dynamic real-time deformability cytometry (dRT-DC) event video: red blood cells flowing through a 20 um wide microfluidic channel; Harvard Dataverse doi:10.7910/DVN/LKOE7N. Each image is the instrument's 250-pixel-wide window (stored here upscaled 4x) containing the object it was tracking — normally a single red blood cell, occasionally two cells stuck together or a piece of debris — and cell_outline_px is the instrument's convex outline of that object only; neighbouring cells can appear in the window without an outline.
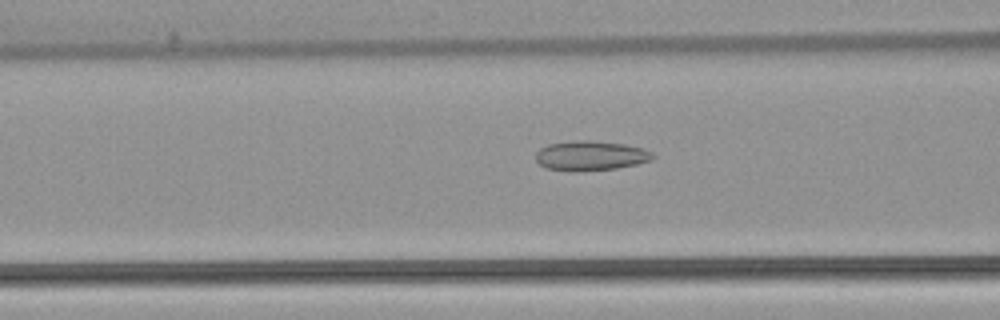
{"species": "common noctule bat (a hibernating species)", "species_latin": "Nyctalus noctula", "temperature_condition": "warm", "stored_images_in_passage": 53, "camera_frame_rate_fps": 3000, "um_per_image_px": 0.085, "animal": {"sex": "female", "body_mass_g": 22.7, "forearm_length_mm": 54.2}, "frame": {"image": 1, "passage_image": 21, "time_ms": 6.667, "image_size_px": [1000, 320], "cell_outline_px": [[656, 156], [652, 160], [636, 164], [616, 168], [576, 172], [572, 172], [544, 168], [536, 160], [536, 152], [540, 148], [548, 144], [580, 140], [592, 140], [624, 144], [644, 148], [652, 152]], "centroid_in_image_um": [50.2, 13.24], "position_along_channel_um": 116.4, "area_um2": 20.46}}
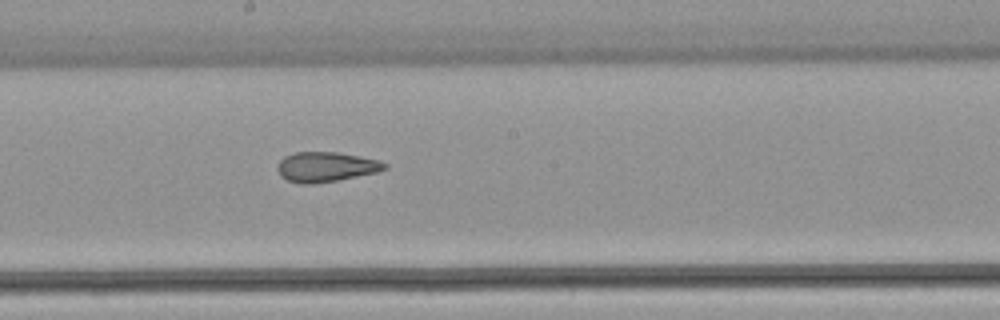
{"frame": {"image": 2, "passage_image": 29, "time_ms": 9.333, "image_size_px": [1000, 320], "cell_outline_px": [[388, 168], [376, 172], [336, 180], [312, 184], [300, 184], [288, 180], [280, 176], [276, 168], [280, 160], [284, 156], [296, 152], [340, 152], [380, 160], [388, 164]], "centroid_in_image_um": [27.7, 14.17], "position_along_channel_um": 220.5, "area_um2": 18.73}}
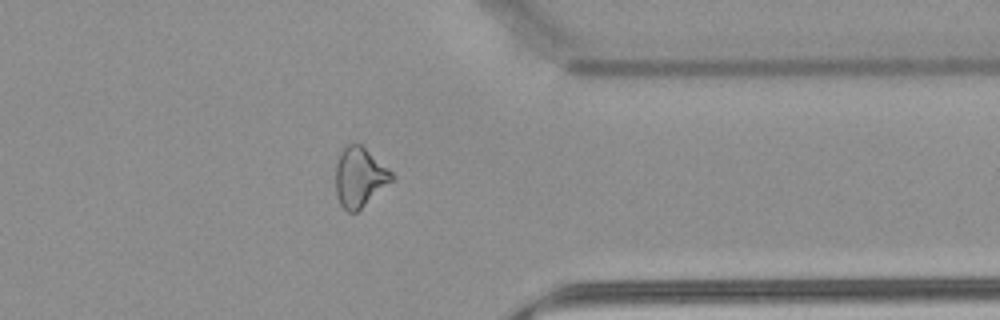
{"frame": {"image": 3, "passage_image": 42, "time_ms": 13.667, "image_size_px": [1000, 320], "cell_outline_px": [[396, 176], [392, 180], [356, 212], [348, 212], [340, 204], [336, 196], [336, 164], [340, 152], [344, 144], [360, 144], [392, 172]], "centroid_in_image_um": [30.53, 15.04], "position_along_channel_um": 380.9, "area_um2": 19.13}, "authors_computed_cell_mechanics": {"area_um2": 21.0392, "velocity_mm_per_s": 3.902, "shape_relaxation_time_tau1_ms": null, "shape_relaxation_time_tau2_ms": 2.6946, "deformation_change_tau1": null, "deformation_change_tau2": 0.113}}